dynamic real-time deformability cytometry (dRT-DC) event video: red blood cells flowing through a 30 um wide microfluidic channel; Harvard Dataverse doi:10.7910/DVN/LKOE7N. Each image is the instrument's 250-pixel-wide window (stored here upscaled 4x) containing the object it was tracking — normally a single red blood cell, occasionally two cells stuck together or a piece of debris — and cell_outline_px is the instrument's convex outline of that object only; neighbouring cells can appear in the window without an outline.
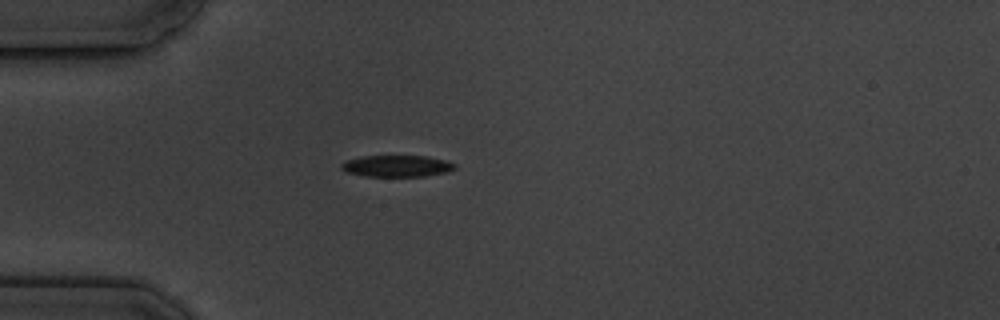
{"species": "common noctule bat (a hibernating species)", "species_latin": "Nyctalus noctula", "temperature_condition": "cold", "stored_images_in_passage": 12, "camera_frame_rate_fps": 3000, "um_per_image_px": 0.085, "animal": {"sex": "male", "body_mass_g": 19.5, "forearm_length_mm": 54.6}, "frame": {"image": 1, "passage_image": 1, "time_ms": 0.0, "image_size_px": [1000, 320], "cell_outline_px": [[456, 168], [448, 172], [424, 176], [364, 176], [344, 172], [340, 168], [340, 164], [344, 160], [360, 156], [428, 156], [448, 160], [456, 164]], "centroid_in_image_um": [33.71, 14.1], "position_along_channel_um": 51.3, "area_um2": 14.57}}
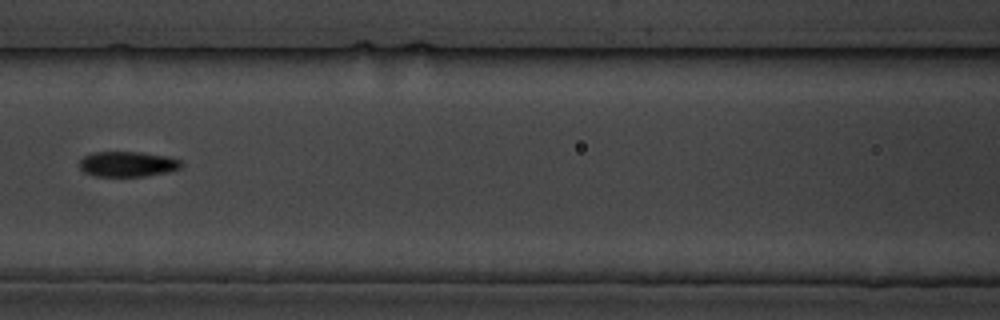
{"frame": {"image": 2, "passage_image": 4, "time_ms": 3.333, "image_size_px": [1000, 320], "cell_outline_px": [[184, 164], [180, 168], [168, 172], [144, 176], [96, 176], [84, 172], [80, 168], [80, 160], [84, 156], [92, 152], [140, 152], [168, 156], [180, 160]], "centroid_in_image_um": [10.86, 13.94], "position_along_channel_um": 155.7, "area_um2": 15.03}}
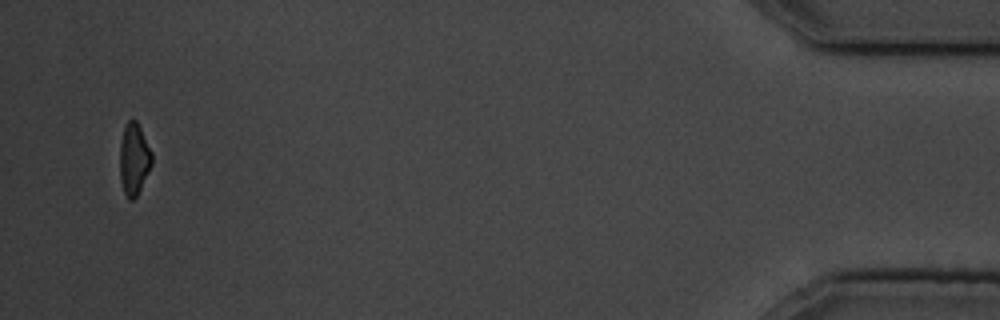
{"frame": {"image": 3, "passage_image": 12, "time_ms": 13.333, "image_size_px": [1000, 320], "cell_outline_px": [[152, 164], [136, 196], [132, 200], [128, 200], [124, 192], [120, 180], [120, 144], [124, 128], [128, 120], [136, 120], [152, 152]], "centroid_in_image_um": [11.38, 13.53], "position_along_channel_um": 423.8, "area_um2": 13.18}, "authors_computed_cell_mechanics": {"area_um2": 14.6234, "velocity_mm_per_s": 3.4781, "shape_relaxation_time_tau1_ms": 2.6425, "shape_relaxation_time_tau2_ms": 3.4849, "deformation_change_tau1": 0.1402, "deformation_change_tau2": 0.1014}}